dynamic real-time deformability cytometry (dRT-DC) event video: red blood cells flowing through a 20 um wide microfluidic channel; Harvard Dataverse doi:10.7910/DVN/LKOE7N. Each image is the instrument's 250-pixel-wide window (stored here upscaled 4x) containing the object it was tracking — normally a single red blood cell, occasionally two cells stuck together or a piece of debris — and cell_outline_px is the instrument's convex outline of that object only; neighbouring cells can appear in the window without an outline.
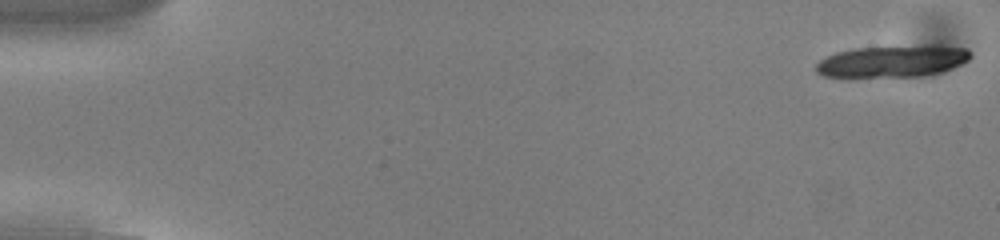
{"species": "common noctule bat (a hibernating species)", "species_latin": "Nyctalus noctula", "temperature_condition": "cold", "stored_images_in_passage": 18, "camera_frame_rate_fps": 3000, "um_per_image_px": 0.085, "animal": {"sex": "male", "body_mass_g": 13.0, "forearm_length_mm": 53.1}, "frame": {"image": 1, "passage_image": 1, "time_ms": 0.0, "image_size_px": [1000, 240], "cell_outline_px": [[972, 56], [968, 60], [952, 68], [940, 72], [920, 76], [852, 80], [824, 76], [816, 72], [816, 64], [820, 60], [836, 52], [856, 48], [968, 48], [972, 52]], "centroid_in_image_um": [75.69, 5.31], "position_along_channel_um": 9.3, "area_um2": 28.44}}